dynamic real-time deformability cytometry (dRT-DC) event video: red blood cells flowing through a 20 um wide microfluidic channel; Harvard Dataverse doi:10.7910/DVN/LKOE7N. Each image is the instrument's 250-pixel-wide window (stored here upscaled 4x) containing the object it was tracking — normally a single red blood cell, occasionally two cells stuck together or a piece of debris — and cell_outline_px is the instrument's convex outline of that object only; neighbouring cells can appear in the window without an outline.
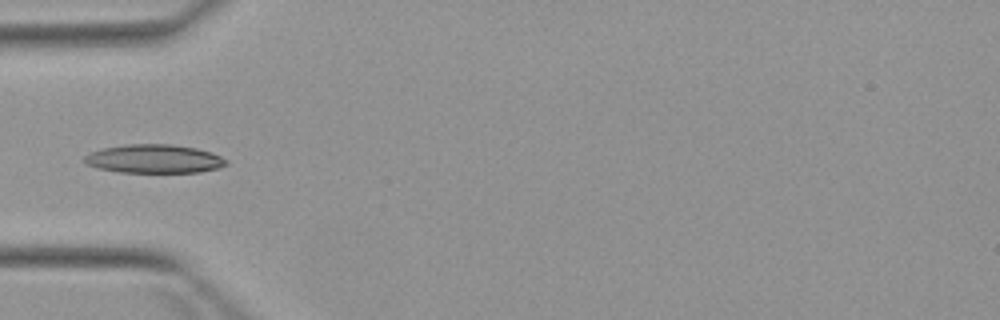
{"species": "Egyptian fruit bat (a non-hibernating species)", "species_latin": "Rousettus aegyptiacus", "temperature_condition": "warm", "stored_images_in_passage": 3, "camera_frame_rate_fps": 3000, "um_per_image_px": 0.085, "animal": {"sex": "female"}, "frame": {"image": 1, "passage_image": 3, "time_ms": 3.333, "image_size_px": [1000, 320], "cell_outline_px": [[228, 164], [220, 168], [200, 172], [120, 172], [96, 168], [84, 164], [84, 156], [92, 152], [104, 148], [124, 144], [172, 144], [196, 148], [212, 152], [228, 160]], "centroid_in_image_um": [13.12, 13.5], "position_along_channel_um": 71.9, "area_um2": 23.81}}